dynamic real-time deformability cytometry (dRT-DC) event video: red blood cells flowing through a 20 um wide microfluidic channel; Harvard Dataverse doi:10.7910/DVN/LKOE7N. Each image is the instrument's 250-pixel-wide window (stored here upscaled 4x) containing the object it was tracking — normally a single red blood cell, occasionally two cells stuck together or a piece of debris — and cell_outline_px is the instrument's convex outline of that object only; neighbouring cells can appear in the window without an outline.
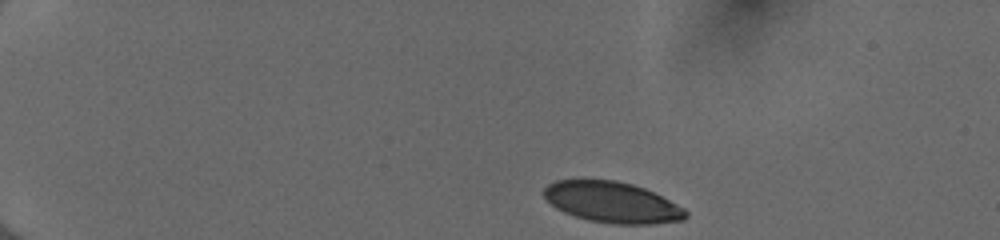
{"species": "human", "species_latin": "Homo sapiens", "temperature_condition": "cold", "stored_images_in_passage": 43, "camera_frame_rate_fps": 3000, "um_per_image_px": 0.085, "donor": {"sex": "female"}, "frame": {"image": 1, "passage_image": 1, "time_ms": 0.0, "image_size_px": [1000, 240], "cell_outline_px": [[688, 216], [684, 220], [648, 224], [616, 224], [588, 220], [564, 212], [556, 208], [544, 196], [544, 188], [548, 184], [556, 180], [576, 176], [584, 176], [616, 180], [632, 184], [644, 188], [684, 208], [688, 212]], "centroid_in_image_um": [51.97, 17.14], "position_along_channel_um": 33.0, "area_um2": 34.45}}
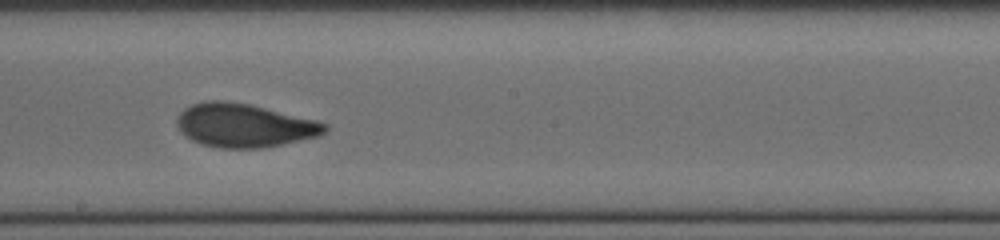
{"frame": {"image": 2, "passage_image": 23, "time_ms": 7.333, "image_size_px": [1000, 240], "cell_outline_px": [[328, 128], [320, 136], [260, 148], [220, 148], [200, 144], [184, 136], [176, 128], [176, 116], [184, 108], [192, 104], [204, 100], [224, 100], [252, 104], [316, 120], [328, 124]], "centroid_in_image_um": [20.7, 10.64], "position_along_channel_um": 227.5, "area_um2": 37.97}}
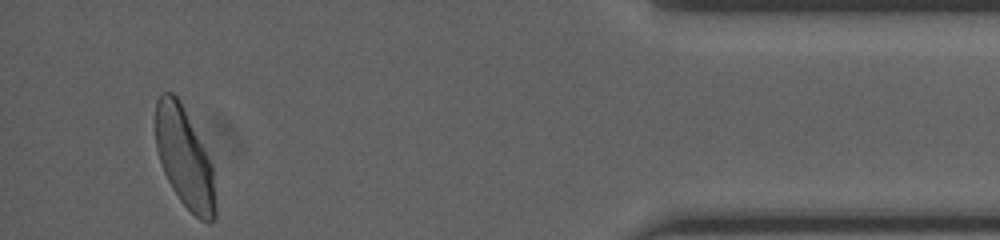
{"frame": {"image": 3, "passage_image": 41, "time_ms": 13.333, "image_size_px": [1000, 240], "cell_outline_px": [[216, 220], [208, 224], [200, 220], [180, 200], [172, 188], [164, 172], [156, 148], [156, 100], [160, 92], [172, 92], [180, 100], [212, 164], [216, 208]], "centroid_in_image_um": [15.69, 13.43], "position_along_channel_um": 419.5, "area_um2": 34.68}, "authors_computed_cell_mechanics": {"area_um2": 36.1828, "velocity_mm_per_s": 3.9975, "shape_relaxation_time_tau1_ms": 3.7693, "shape_relaxation_time_tau2_ms": 0.6755, "deformation_change_tau1": 0.1587, "deformation_change_tau2": 0.0537}}